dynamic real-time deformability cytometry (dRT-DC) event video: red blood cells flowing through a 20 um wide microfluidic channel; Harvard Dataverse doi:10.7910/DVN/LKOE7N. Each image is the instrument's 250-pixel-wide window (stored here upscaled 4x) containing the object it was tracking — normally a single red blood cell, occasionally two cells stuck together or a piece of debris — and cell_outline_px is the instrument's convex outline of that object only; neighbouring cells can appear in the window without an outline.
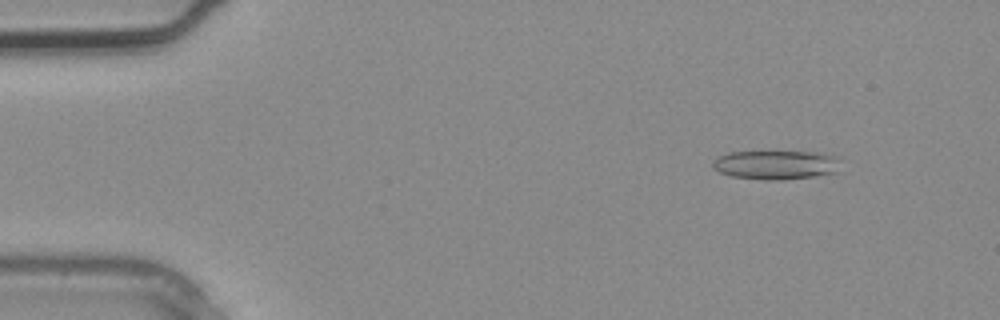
{"species": "common noctule bat (a hibernating species)", "species_latin": "Nyctalus noctula", "temperature_condition": "warm", "stored_images_in_passage": 3, "segment_of_instrument_passage": [2, 2], "camera_frame_rate_fps": 3000, "um_per_image_px": 0.085, "animal": {"sex": "male", "body_mass_g": 20.4}, "frame": {"image": 1, "passage_image": 3, "time_ms": 0.667, "image_size_px": [1000, 320], "cell_outline_px": [[840, 172], [816, 176], [784, 180], [764, 180], [732, 176], [720, 172], [712, 168], [712, 160], [716, 156], [728, 152], [776, 148], [816, 152], [836, 156]], "centroid_in_image_um": [65.91, 13.95], "position_along_channel_um": 19.1, "area_um2": 23.12}}